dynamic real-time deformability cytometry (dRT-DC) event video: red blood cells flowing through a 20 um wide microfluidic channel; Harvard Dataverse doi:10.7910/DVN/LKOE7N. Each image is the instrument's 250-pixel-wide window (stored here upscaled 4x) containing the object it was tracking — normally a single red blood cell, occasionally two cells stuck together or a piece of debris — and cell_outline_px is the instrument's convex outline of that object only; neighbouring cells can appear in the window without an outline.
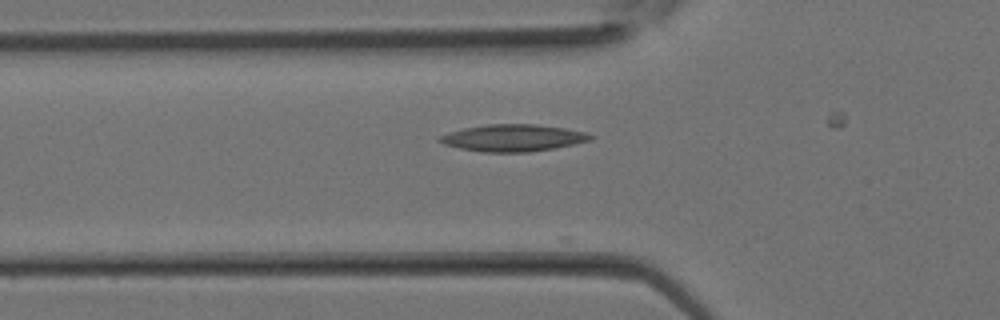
{"species": "Egyptian fruit bat (a non-hibernating species)", "species_latin": "Rousettus aegyptiacus", "temperature_condition": "room temperature", "stored_images_in_passage": 5, "camera_frame_rate_fps": 3000, "um_per_image_px": 0.085, "animal": {"sex": "female"}, "frame": {"image": 1, "passage_image": 3, "time_ms": 0.667, "image_size_px": [1000, 320], "cell_outline_px": [[592, 136], [588, 140], [572, 144], [552, 148], [528, 152], [480, 152], [460, 148], [444, 144], [436, 140], [440, 136], [448, 132], [464, 128], [488, 124], [536, 124], [564, 128], [584, 132]], "centroid_in_image_um": [43.52, 11.72], "position_along_channel_um": 82.3, "area_um2": 23.35}}